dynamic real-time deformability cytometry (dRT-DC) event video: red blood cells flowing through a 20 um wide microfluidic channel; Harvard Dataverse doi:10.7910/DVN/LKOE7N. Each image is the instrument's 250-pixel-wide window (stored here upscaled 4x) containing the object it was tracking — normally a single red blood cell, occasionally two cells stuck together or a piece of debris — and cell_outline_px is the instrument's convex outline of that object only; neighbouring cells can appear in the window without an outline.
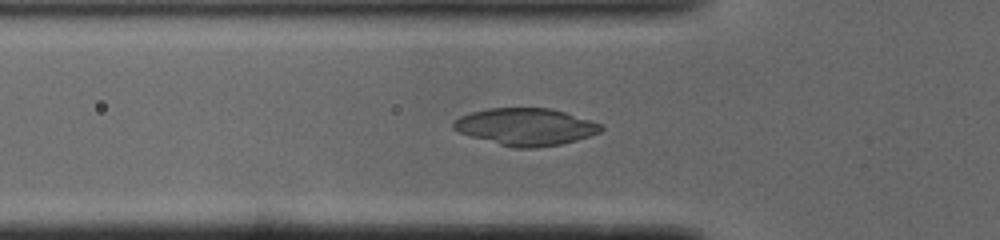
{"species": "common noctule bat (a hibernating species)", "species_latin": "Nyctalus noctula", "temperature_condition": "cold", "stored_images_in_passage": 36, "camera_frame_rate_fps": 3000, "um_per_image_px": 0.085, "animal": {"sex": "male", "body_mass_g": 19.0, "forearm_length_mm": 50.8}, "frame": {"image": 1, "passage_image": 2, "time_ms": 0.333, "image_size_px": [1000, 240], "cell_outline_px": [[604, 128], [600, 132], [576, 140], [560, 144], [536, 148], [512, 148], [472, 136], [460, 132], [452, 128], [452, 124], [460, 116], [472, 112], [488, 108], [548, 108], [564, 112], [600, 124]], "centroid_in_image_um": [44.67, 10.78], "position_along_channel_um": 81.1, "area_um2": 31.5}}
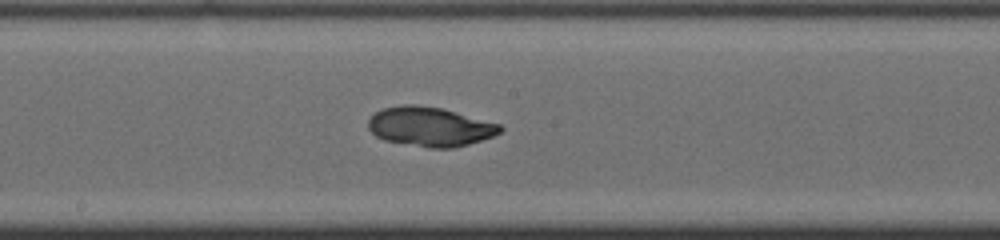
{"frame": {"image": 2, "passage_image": 12, "time_ms": 3.667, "image_size_px": [1000, 240], "cell_outline_px": [[504, 128], [500, 132], [492, 136], [468, 144], [452, 148], [428, 148], [384, 140], [376, 136], [368, 128], [368, 120], [376, 112], [384, 108], [404, 104], [416, 104], [440, 108], [500, 124]], "centroid_in_image_um": [36.53, 10.77], "position_along_channel_um": 211.7, "area_um2": 30.0}}
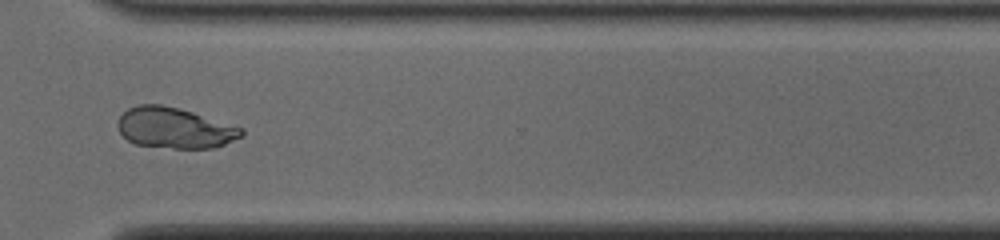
{"frame": {"image": 3, "passage_image": 23, "time_ms": 7.333, "image_size_px": [1000, 240], "cell_outline_px": [[244, 136], [224, 144], [212, 148], [172, 148], [136, 144], [128, 140], [120, 132], [116, 124], [120, 116], [128, 108], [140, 104], [160, 104], [192, 112], [244, 128]], "centroid_in_image_um": [14.85, 10.88], "position_along_channel_um": 355.8, "area_um2": 29.19}}